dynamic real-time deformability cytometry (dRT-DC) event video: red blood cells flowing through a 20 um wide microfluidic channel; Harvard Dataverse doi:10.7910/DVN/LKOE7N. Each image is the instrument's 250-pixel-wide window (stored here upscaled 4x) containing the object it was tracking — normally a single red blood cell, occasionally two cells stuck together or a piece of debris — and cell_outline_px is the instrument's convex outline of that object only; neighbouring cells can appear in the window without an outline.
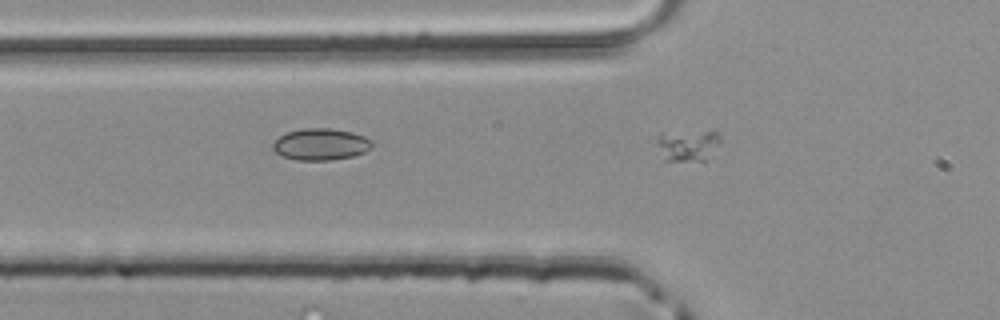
{"species": "common noctule bat (a hibernating species)", "species_latin": "Nyctalus noctula", "temperature_condition": "room temperature", "stored_images_in_passage": 5, "segment_of_instrument_passage": [2, 2], "camera_frame_rate_fps": 3000, "um_per_image_px": 0.085, "animal": {"sex": "male", "body_mass_g": 20.4}, "frame": {"image": 1, "passage_image": 5, "time_ms": 1.333, "image_size_px": [1000, 320], "cell_outline_px": [[720, 140], [704, 164], [664, 160], [656, 140], [660, 132], [712, 128], [720, 132]], "centroid_in_image_um": [58.51, 12.32], "position_along_channel_um": 67.3, "area_um2": 12.77}}